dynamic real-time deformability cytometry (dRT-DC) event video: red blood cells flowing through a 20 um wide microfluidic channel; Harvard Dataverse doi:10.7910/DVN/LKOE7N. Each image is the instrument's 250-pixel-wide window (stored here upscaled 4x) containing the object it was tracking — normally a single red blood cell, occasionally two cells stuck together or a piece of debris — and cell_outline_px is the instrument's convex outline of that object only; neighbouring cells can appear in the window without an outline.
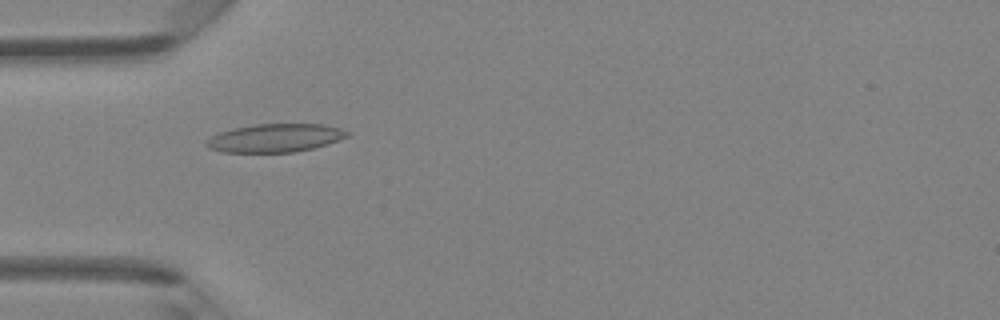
{"species": "Egyptian fruit bat (a non-hibernating species)", "species_latin": "Rousettus aegyptiacus", "temperature_condition": "room temperature", "stored_images_in_passage": 47, "camera_frame_rate_fps": 3000, "um_per_image_px": 0.085, "animal": {"sex": "female"}, "frame": {"image": 1, "passage_image": 15, "time_ms": 4.667, "image_size_px": [1000, 320], "cell_outline_px": [[352, 132], [348, 136], [328, 144], [312, 148], [292, 152], [220, 152], [208, 148], [204, 144], [212, 136], [220, 132], [232, 128], [256, 124], [324, 124], [340, 128]], "centroid_in_image_um": [23.39, 11.72], "position_along_channel_um": 61.6, "area_um2": 23.24}}
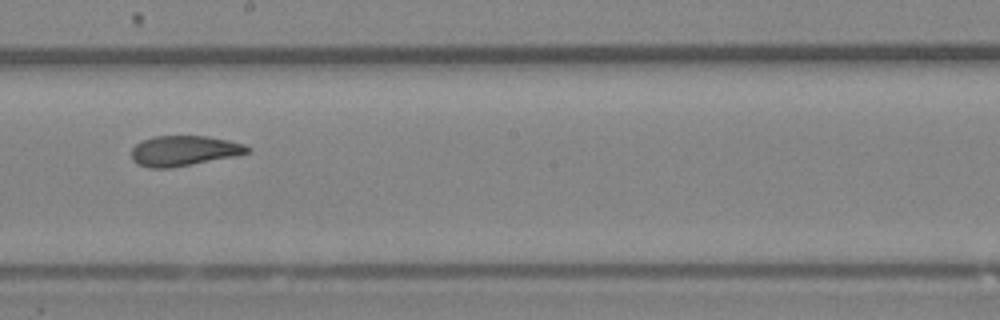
{"frame": {"image": 2, "passage_image": 27, "time_ms": 8.667, "image_size_px": [1000, 320], "cell_outline_px": [[252, 152], [236, 156], [172, 168], [148, 168], [136, 164], [132, 160], [132, 148], [136, 144], [152, 136], [208, 136], [228, 140], [244, 144], [252, 148]], "centroid_in_image_um": [15.66, 12.82], "position_along_channel_um": 232.5, "area_um2": 20.69}}
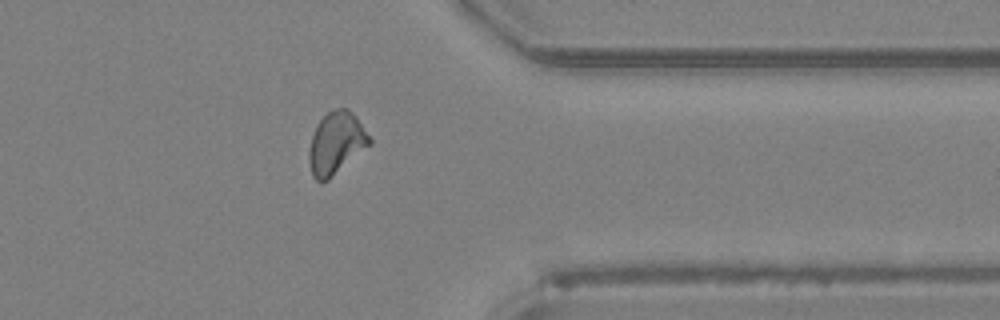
{"frame": {"image": 3, "passage_image": 38, "time_ms": 12.333, "image_size_px": [1000, 320], "cell_outline_px": [[372, 144], [328, 180], [320, 184], [312, 176], [308, 160], [308, 152], [312, 136], [320, 120], [332, 108], [348, 108], [356, 116], [372, 140]], "centroid_in_image_um": [28.57, 12.19], "position_along_channel_um": 382.8, "area_um2": 22.08}, "authors_computed_cell_mechanics": {"area_um2": 21.6172, "velocity_mm_per_s": 4.348, "shape_relaxation_time_tau1_ms": 6.3802, "shape_relaxation_time_tau2_ms": 2.0799, "deformation_change_tau1": 0.173, "deformation_change_tau2": 0.0744}}